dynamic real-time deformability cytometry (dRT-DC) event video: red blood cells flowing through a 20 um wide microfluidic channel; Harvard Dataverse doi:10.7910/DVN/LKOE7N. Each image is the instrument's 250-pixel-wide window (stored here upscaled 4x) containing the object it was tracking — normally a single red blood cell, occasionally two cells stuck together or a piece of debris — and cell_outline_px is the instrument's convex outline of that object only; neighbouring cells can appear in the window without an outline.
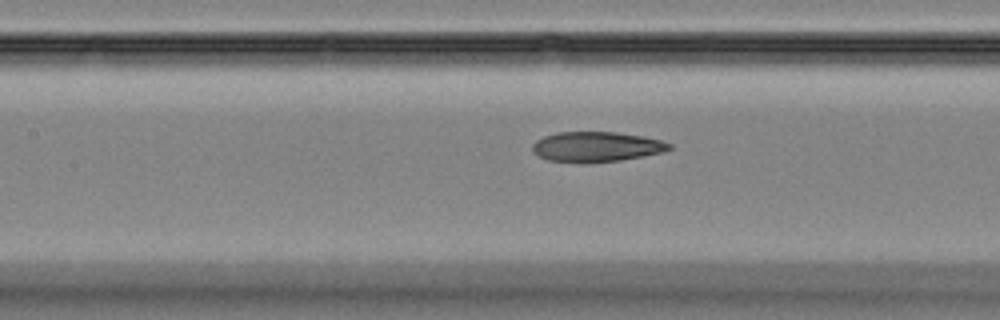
{"species": "Egyptian fruit bat (a non-hibernating species)", "species_latin": "Rousettus aegyptiacus", "temperature_condition": "room temperature", "stored_images_in_passage": 32, "camera_frame_rate_fps": 3000, "um_per_image_px": 0.085, "animal": {"sex": "female"}, "frame": {"image": 1, "passage_image": 15, "time_ms": 4.667, "image_size_px": [1000, 320], "cell_outline_px": [[672, 148], [664, 152], [644, 156], [620, 160], [580, 164], [548, 160], [532, 152], [532, 144], [536, 140], [544, 136], [556, 132], [616, 132], [644, 136], [660, 140], [672, 144]], "centroid_in_image_um": [50.68, 12.48], "position_along_channel_um": 156.7, "area_um2": 24.33}}
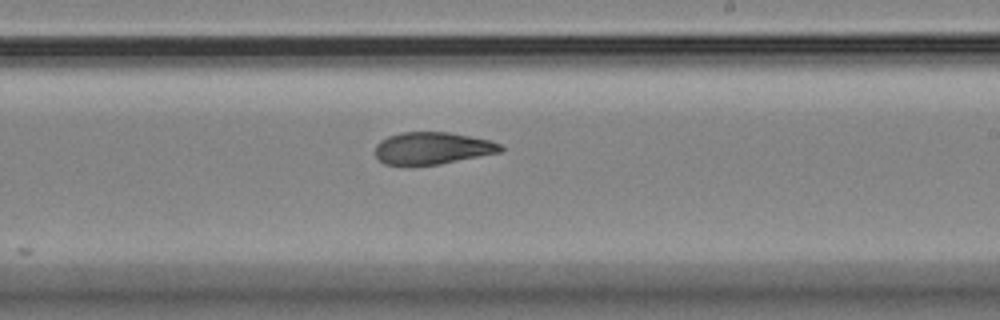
{"frame": {"image": 2, "passage_image": 22, "time_ms": 7.0, "image_size_px": [1000, 320], "cell_outline_px": [[504, 148], [500, 152], [440, 164], [412, 168], [384, 164], [376, 156], [376, 144], [380, 140], [388, 136], [400, 132], [448, 132], [492, 140], [500, 144]], "centroid_in_image_um": [36.71, 12.63], "position_along_channel_um": 252.3, "area_um2": 24.1}}
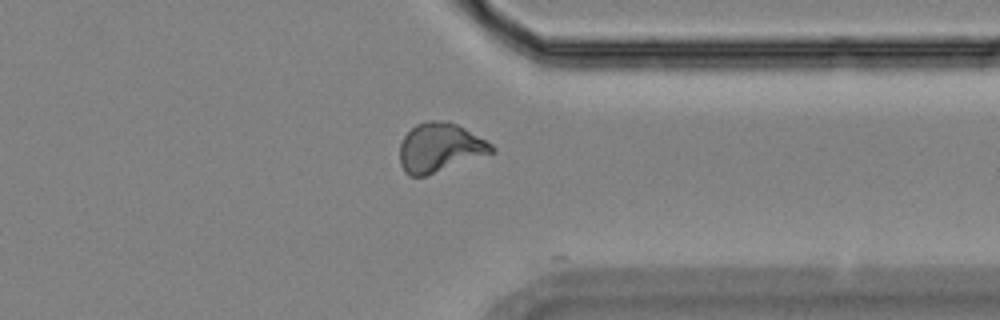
{"frame": {"image": 3, "passage_image": 31, "time_ms": 10.0, "image_size_px": [1000, 320], "cell_outline_px": [[496, 152], [424, 176], [408, 176], [404, 172], [400, 164], [400, 144], [404, 136], [416, 124], [428, 120], [440, 120], [456, 124], [464, 128], [492, 144], [496, 148]], "centroid_in_image_um": [37.38, 12.55], "position_along_channel_um": 374.0, "area_um2": 26.13}}